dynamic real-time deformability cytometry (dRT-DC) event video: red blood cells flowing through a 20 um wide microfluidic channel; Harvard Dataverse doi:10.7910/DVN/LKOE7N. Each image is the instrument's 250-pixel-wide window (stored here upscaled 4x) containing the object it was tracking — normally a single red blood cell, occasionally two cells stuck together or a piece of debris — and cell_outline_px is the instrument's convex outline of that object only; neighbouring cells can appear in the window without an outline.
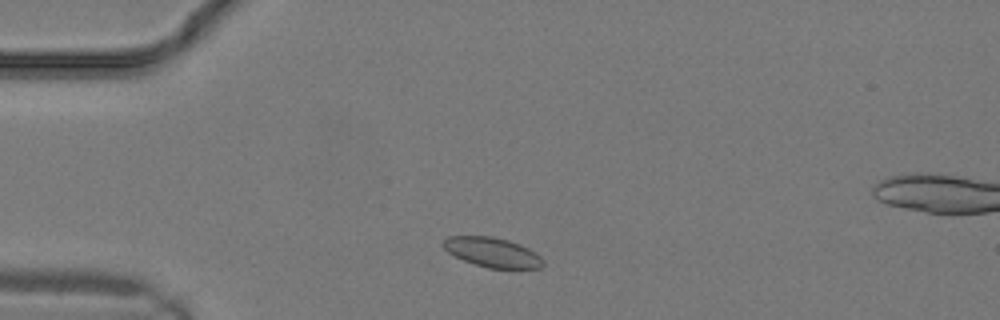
{"species": "common noctule bat (a hibernating species)", "species_latin": "Nyctalus noctula", "temperature_condition": "warm", "stored_images_in_passage": 12, "camera_frame_rate_fps": 3000, "um_per_image_px": 0.085, "animal": {"sex": "male", "body_mass_g": 19.2, "forearm_length_mm": 51.8}, "frame": {"image": 1, "passage_image": 1, "time_ms": 0.0, "image_size_px": [1000, 320], "cell_outline_px": [[544, 264], [540, 268], [488, 268], [464, 260], [448, 252], [440, 244], [448, 236], [492, 236], [508, 240], [520, 244], [528, 248], [540, 256], [544, 260]], "centroid_in_image_um": [41.85, 21.44], "position_along_channel_um": 43.2, "area_um2": 17.17}}
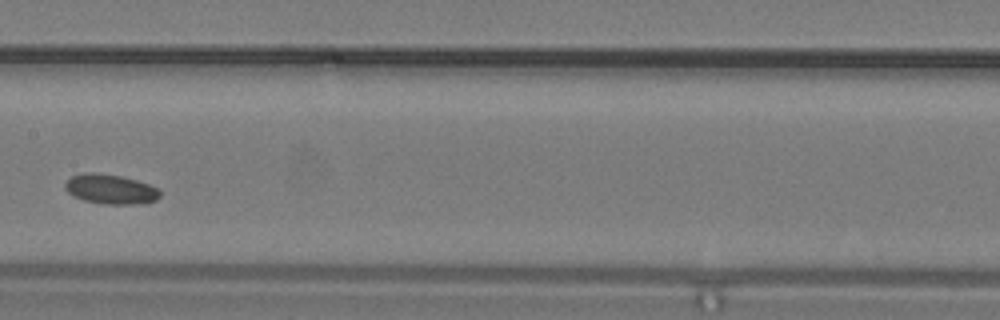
{"frame": {"image": 2, "passage_image": 8, "time_ms": 2.333, "image_size_px": [1000, 320], "cell_outline_px": [[160, 196], [156, 200], [144, 204], [104, 204], [84, 200], [68, 192], [64, 188], [64, 184], [72, 176], [84, 172], [96, 172], [120, 176], [136, 180], [148, 184], [156, 188], [160, 192]], "centroid_in_image_um": [9.4, 16.08], "position_along_channel_um": 198.0, "area_um2": 16.36}}
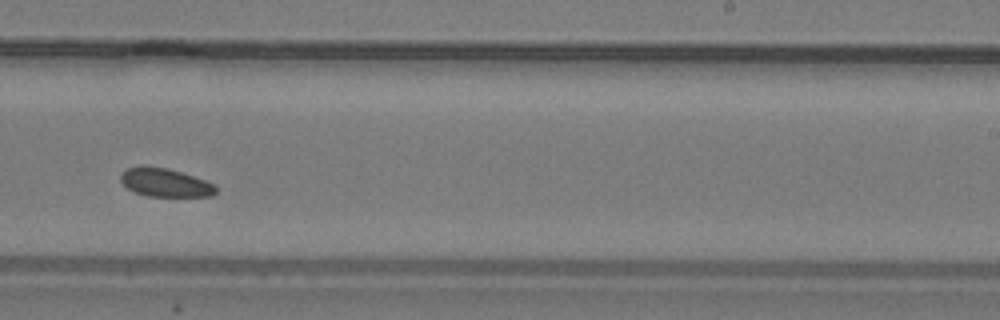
{"frame": {"image": 3, "passage_image": 11, "time_ms": 3.333, "image_size_px": [1000, 320], "cell_outline_px": [[216, 192], [212, 196], [148, 196], [132, 192], [120, 180], [120, 172], [128, 168], [140, 164], [168, 168], [204, 180], [212, 184], [216, 188]], "centroid_in_image_um": [13.96, 15.5], "position_along_channel_um": 275.0, "area_um2": 15.84}}